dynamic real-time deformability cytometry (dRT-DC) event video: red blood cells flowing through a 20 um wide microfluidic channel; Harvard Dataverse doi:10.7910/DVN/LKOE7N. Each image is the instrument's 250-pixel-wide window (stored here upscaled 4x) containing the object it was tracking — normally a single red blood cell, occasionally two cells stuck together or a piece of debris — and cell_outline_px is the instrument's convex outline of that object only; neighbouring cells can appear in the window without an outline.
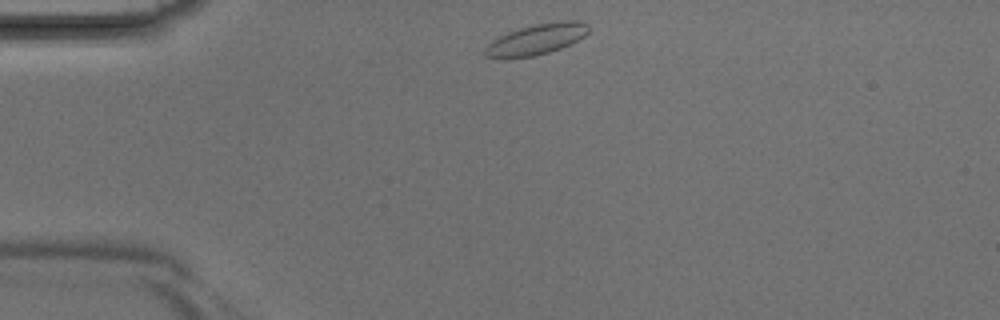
{"species": "Egyptian fruit bat (a non-hibernating species)", "species_latin": "Rousettus aegyptiacus", "temperature_condition": "room temperature", "stored_images_in_passage": 2, "camera_frame_rate_fps": 3000, "um_per_image_px": 0.085, "animal": {"sex": "male"}, "frame": {"image": 1, "passage_image": 1, "time_ms": 0.0, "image_size_px": [1000, 320], "cell_outline_px": [[588, 32], [584, 36], [560, 48], [548, 52], [532, 56], [504, 60], [500, 60], [484, 56], [484, 48], [492, 40], [508, 32], [520, 28], [536, 24], [560, 20], [580, 20], [588, 24]], "centroid_in_image_um": [45.54, 3.36], "position_along_channel_um": 39.5, "area_um2": 18.73}}